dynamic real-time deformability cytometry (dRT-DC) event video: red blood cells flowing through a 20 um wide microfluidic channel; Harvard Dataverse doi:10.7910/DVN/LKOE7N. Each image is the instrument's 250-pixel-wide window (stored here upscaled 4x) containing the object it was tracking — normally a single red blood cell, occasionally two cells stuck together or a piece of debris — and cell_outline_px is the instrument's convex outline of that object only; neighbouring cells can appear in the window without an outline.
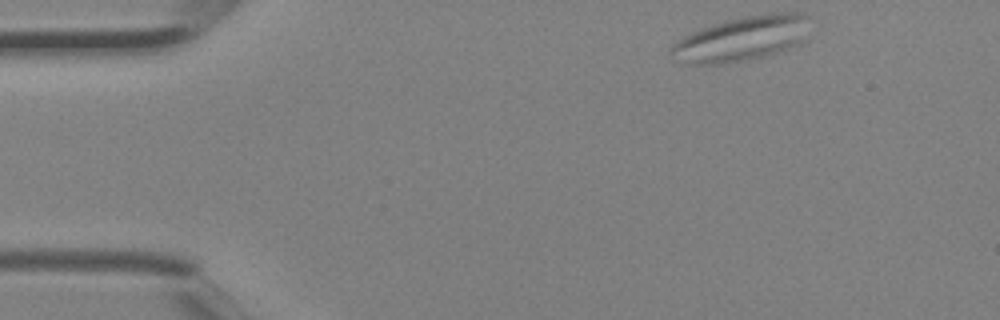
{"species": "Egyptian fruit bat (a non-hibernating species)", "species_latin": "Rousettus aegyptiacus", "temperature_condition": "room temperature", "stored_images_in_passage": 2, "camera_frame_rate_fps": 3000, "um_per_image_px": 0.085, "animal": {"sex": "female"}, "frame": {"image": 1, "passage_image": 1, "time_ms": 0.0, "image_size_px": [1000, 320], "cell_outline_px": [[808, 16], [804, 40], [800, 44], [764, 56], [728, 64], [696, 64], [668, 56], [668, 48], [676, 40], [700, 28], [724, 20], [744, 16], [768, 12], [804, 12]], "centroid_in_image_um": [63.02, 3.27], "position_along_channel_um": 22.0, "area_um2": 36.41}}